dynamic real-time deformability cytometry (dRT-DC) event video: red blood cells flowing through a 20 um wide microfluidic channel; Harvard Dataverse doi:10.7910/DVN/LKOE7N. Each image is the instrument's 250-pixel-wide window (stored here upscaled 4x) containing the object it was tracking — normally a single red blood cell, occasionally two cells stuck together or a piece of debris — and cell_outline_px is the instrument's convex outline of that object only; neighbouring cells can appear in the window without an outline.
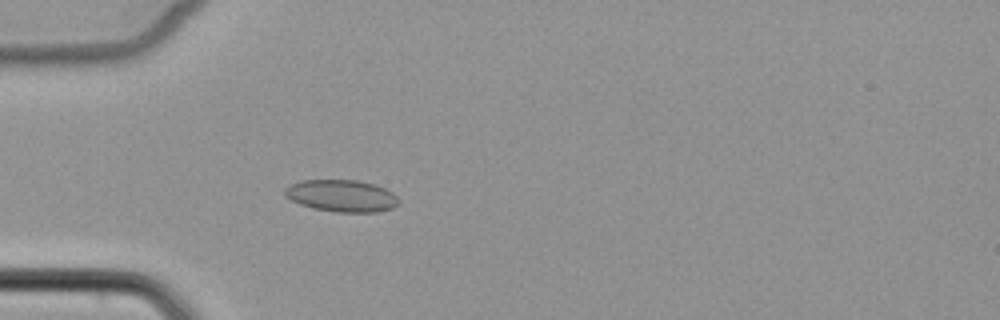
{"species": "common noctule bat (a hibernating species)", "species_latin": "Nyctalus noctula", "temperature_condition": "cold", "stored_images_in_passage": 4, "camera_frame_rate_fps": 3000, "um_per_image_px": 0.085, "animal": {"sex": "female", "body_mass_g": 22.7, "forearm_length_mm": 54.2}, "frame": {"image": 1, "passage_image": 4, "time_ms": 3.667, "image_size_px": [1000, 320], "cell_outline_px": [[400, 200], [392, 208], [376, 212], [336, 212], [312, 208], [300, 204], [284, 196], [284, 188], [300, 180], [356, 180], [376, 184], [392, 192]], "centroid_in_image_um": [29.02, 16.64], "position_along_channel_um": 56.0, "area_um2": 21.27}}